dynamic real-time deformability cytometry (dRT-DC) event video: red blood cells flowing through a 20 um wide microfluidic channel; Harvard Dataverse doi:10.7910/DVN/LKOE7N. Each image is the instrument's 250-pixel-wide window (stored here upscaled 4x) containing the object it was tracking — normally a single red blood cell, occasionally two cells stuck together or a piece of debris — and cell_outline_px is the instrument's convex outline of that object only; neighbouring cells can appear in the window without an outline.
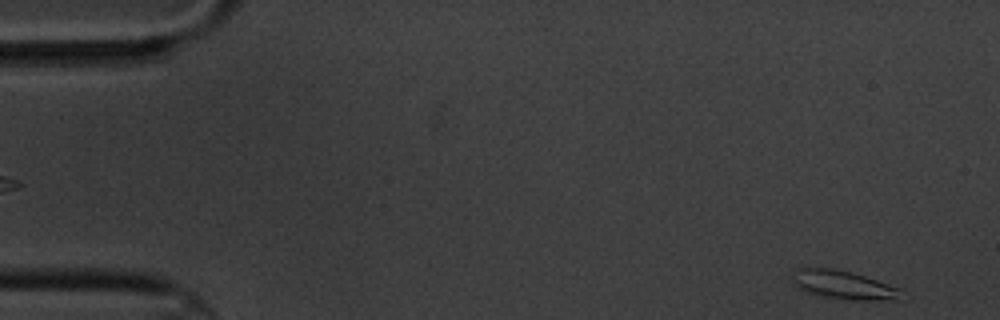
{"species": "common noctule bat (a hibernating species)", "species_latin": "Nyctalus noctula", "temperature_condition": "cold", "stored_images_in_passage": 6, "segment_of_instrument_passage": [2, 2], "camera_frame_rate_fps": 3000, "um_per_image_px": 0.085, "animal": {"sex": "male", "body_mass_g": 20.1, "forearm_length_mm": 53.5}, "frame": {"image": 1, "passage_image": 6, "time_ms": 6.667, "image_size_px": [1000, 320], "cell_outline_px": [[904, 300], [852, 300], [820, 296], [808, 292], [792, 284], [792, 272], [796, 268], [832, 268], [852, 272], [900, 288]], "centroid_in_image_um": [71.7, 24.22], "position_along_channel_um": 13.3, "area_um2": 18.26}}